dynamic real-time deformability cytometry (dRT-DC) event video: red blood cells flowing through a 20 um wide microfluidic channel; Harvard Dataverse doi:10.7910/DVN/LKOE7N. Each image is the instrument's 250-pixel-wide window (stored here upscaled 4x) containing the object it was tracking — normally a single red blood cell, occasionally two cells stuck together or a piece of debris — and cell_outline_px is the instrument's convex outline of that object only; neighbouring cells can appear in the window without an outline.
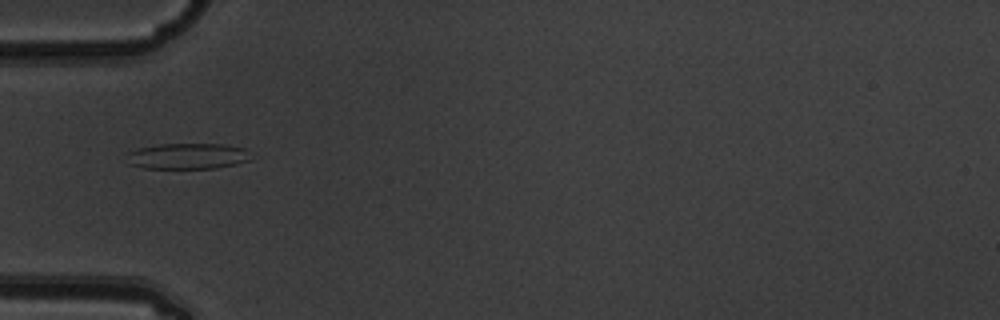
{"species": "common noctule bat (a hibernating species)", "species_latin": "Nyctalus noctula", "temperature_condition": "warm", "stored_images_in_passage": 3, "camera_frame_rate_fps": 3000, "um_per_image_px": 0.085, "animal": {"sex": "male", "body_mass_g": 19.5, "forearm_length_mm": 54.6}, "frame": {"image": 1, "passage_image": 1, "time_ms": 0.0, "image_size_px": [1000, 320], "cell_outline_px": [[252, 160], [236, 164], [216, 168], [144, 168], [128, 164], [128, 152], [140, 148], [160, 144], [224, 144], [244, 148]], "centroid_in_image_um": [15.96, 13.27], "position_along_channel_um": 69.0, "area_um2": 18.61}}
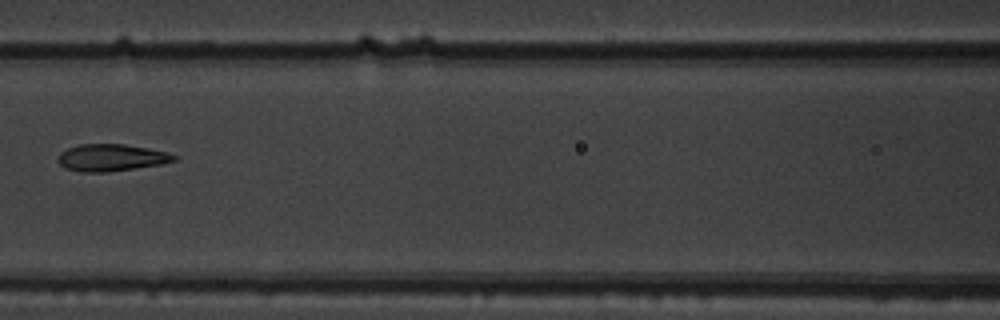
{"frame": {"image": 2, "passage_image": 3, "time_ms": 0.667, "image_size_px": [1000, 320], "cell_outline_px": [[176, 160], [160, 164], [136, 168], [104, 172], [80, 172], [64, 168], [56, 160], [60, 152], [68, 148], [80, 144], [124, 144], [148, 148], [168, 152], [176, 156]], "centroid_in_image_um": [9.42, 13.4], "position_along_channel_um": 157.2, "area_um2": 18.26}}